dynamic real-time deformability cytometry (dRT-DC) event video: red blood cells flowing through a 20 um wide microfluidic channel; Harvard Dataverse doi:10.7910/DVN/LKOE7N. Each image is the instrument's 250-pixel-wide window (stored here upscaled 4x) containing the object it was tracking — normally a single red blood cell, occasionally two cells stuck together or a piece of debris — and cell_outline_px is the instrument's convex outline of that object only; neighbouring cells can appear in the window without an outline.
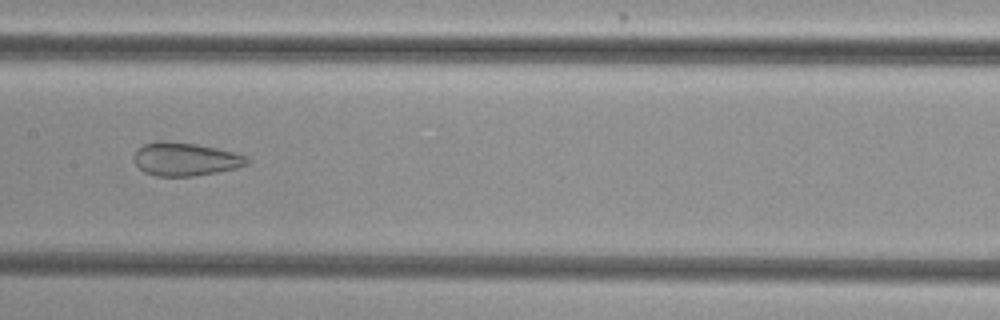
{"species": "common noctule bat (a hibernating species)", "species_latin": "Nyctalus noctula", "temperature_condition": "cold", "stored_images_in_passage": 54, "camera_frame_rate_fps": 3000, "um_per_image_px": 0.085, "animal": {"sex": "female", "body_mass_g": 29.2, "forearm_length_mm": 56.3}, "frame": {"image": 1, "passage_image": 28, "time_ms": 9.0, "image_size_px": [1000, 320], "cell_outline_px": [[248, 164], [236, 168], [216, 172], [192, 176], [156, 176], [144, 172], [136, 164], [136, 148], [144, 144], [156, 140], [164, 140], [196, 144], [236, 152], [248, 156]], "centroid_in_image_um": [15.76, 13.51], "position_along_channel_um": 191.6, "area_um2": 21.91}}
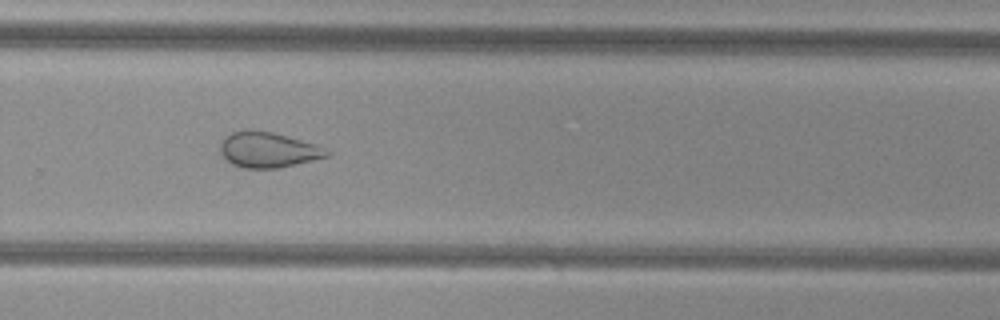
{"frame": {"image": 2, "passage_image": 37, "time_ms": 12.0, "image_size_px": [1000, 320], "cell_outline_px": [[332, 156], [280, 168], [244, 168], [232, 164], [220, 152], [220, 144], [224, 136], [232, 132], [244, 128], [252, 128], [272, 132], [316, 144], [332, 152]], "centroid_in_image_um": [22.8, 12.72], "position_along_channel_um": 307.0, "area_um2": 22.43}}
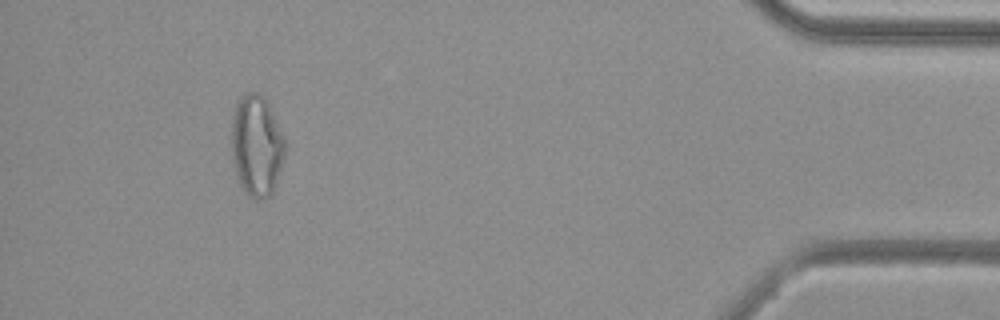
{"frame": {"image": 3, "passage_image": 50, "time_ms": 16.333, "image_size_px": [1000, 320], "cell_outline_px": [[288, 148], [272, 192], [264, 200], [256, 200], [248, 196], [240, 184], [236, 172], [232, 152], [232, 112], [236, 104], [244, 92], [260, 92], [264, 96], [284, 136]], "centroid_in_image_um": [21.83, 12.36], "position_along_channel_um": 413.4, "area_um2": 31.79}, "authors_computed_cell_mechanics": {"area_um2": 29.2757, "velocity_mm_per_s": 3.8499, "shape_relaxation_time_tau1_ms": null, "shape_relaxation_time_tau2_ms": 1.8425, "deformation_change_tau1": null, "deformation_change_tau2": 0.0962}}